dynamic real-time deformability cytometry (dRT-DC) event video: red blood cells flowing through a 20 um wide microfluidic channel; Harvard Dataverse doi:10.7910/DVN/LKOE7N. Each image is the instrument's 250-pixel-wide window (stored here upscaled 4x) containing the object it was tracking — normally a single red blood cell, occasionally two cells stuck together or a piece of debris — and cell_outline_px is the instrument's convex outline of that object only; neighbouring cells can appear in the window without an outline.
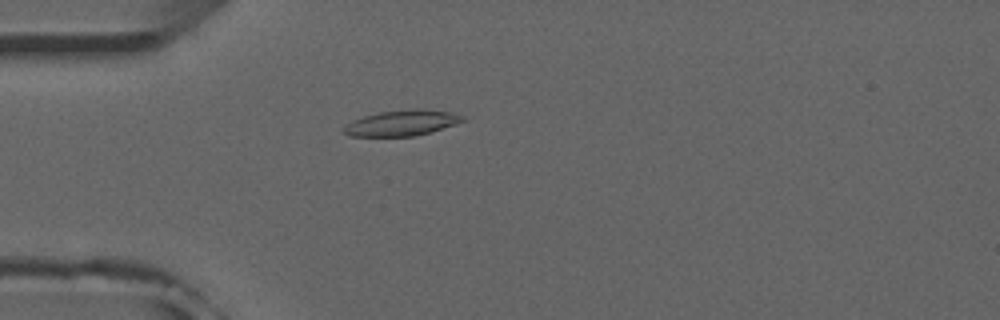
{"species": "common noctule bat (a hibernating species)", "species_latin": "Nyctalus noctula", "temperature_condition": "room temperature", "stored_images_in_passage": 47, "camera_frame_rate_fps": 3000, "um_per_image_px": 0.085, "animal": {"sex": "male", "forearm_length_mm": 52.5}, "frame": {"image": 1, "passage_image": 9, "time_ms": 2.667, "image_size_px": [1000, 320], "cell_outline_px": [[468, 120], [432, 132], [416, 136], [352, 136], [344, 132], [344, 124], [352, 120], [364, 116], [380, 112], [416, 108], [424, 108], [452, 112], [464, 116]], "centroid_in_image_um": [34.22, 10.44], "position_along_channel_um": 50.8, "area_um2": 18.03}}
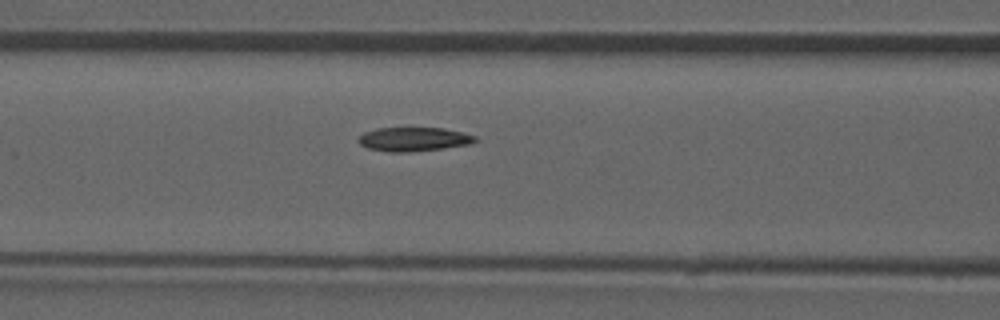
{"frame": {"image": 2, "passage_image": 16, "time_ms": 5.0, "image_size_px": [1000, 320], "cell_outline_px": [[480, 140], [468, 144], [444, 148], [412, 152], [388, 152], [368, 148], [360, 144], [356, 140], [364, 132], [376, 128], [444, 128], [464, 132], [476, 136]], "centroid_in_image_um": [35.18, 11.83], "position_along_channel_um": 131.4, "area_um2": 16.47}}
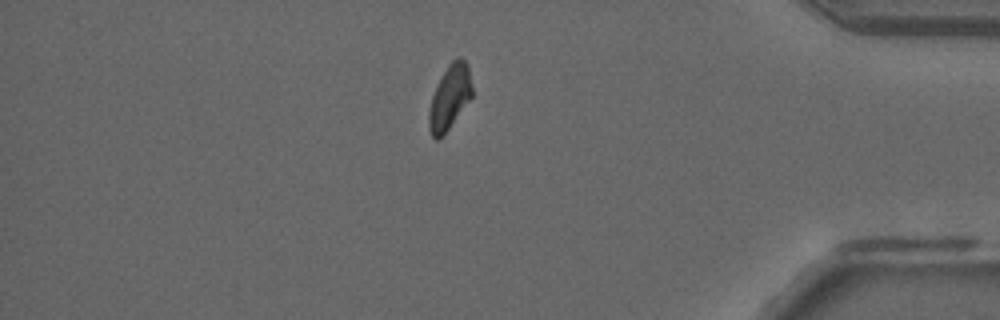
{"frame": {"image": 3, "passage_image": 39, "time_ms": 12.667, "image_size_px": [1000, 320], "cell_outline_px": [[472, 96], [448, 128], [436, 140], [432, 136], [428, 128], [428, 112], [432, 96], [448, 64], [456, 56], [460, 56], [468, 64], [472, 88]], "centroid_in_image_um": [38.22, 8.22], "position_along_channel_um": 397.0, "area_um2": 15.84}, "authors_computed_cell_mechanics": {"area_um2": 16.5308, "velocity_mm_per_s": 3.9106, "shape_relaxation_time_tau1_ms": 4.7151, "shape_relaxation_time_tau2_ms": 4.828, "deformation_change_tau1": 0.1669, "deformation_change_tau2": 0.1059}}